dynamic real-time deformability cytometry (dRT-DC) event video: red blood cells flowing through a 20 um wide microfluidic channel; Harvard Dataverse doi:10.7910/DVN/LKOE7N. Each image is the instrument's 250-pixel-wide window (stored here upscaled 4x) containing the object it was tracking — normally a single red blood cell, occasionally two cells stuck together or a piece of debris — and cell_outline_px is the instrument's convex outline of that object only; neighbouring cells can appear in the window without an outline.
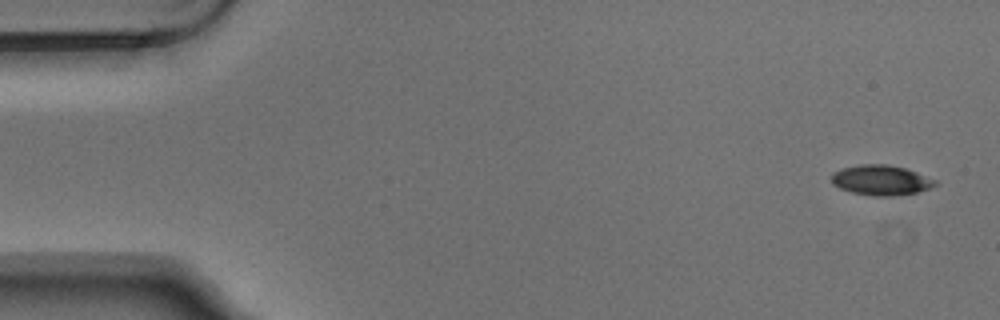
{"species": "Egyptian fruit bat (a non-hibernating species)", "species_latin": "Rousettus aegyptiacus", "temperature_condition": "warm", "stored_images_in_passage": 6, "camera_frame_rate_fps": 3000, "um_per_image_px": 0.085, "animal": {"sex": "male"}, "frame": {"image": 1, "passage_image": 1, "time_ms": 0.0, "image_size_px": [1000, 320], "cell_outline_px": [[936, 184], [928, 188], [916, 192], [892, 196], [876, 196], [852, 192], [840, 188], [832, 184], [832, 172], [840, 168], [860, 164], [888, 164], [904, 168], [916, 172], [936, 180]], "centroid_in_image_um": [74.84, 15.3], "position_along_channel_um": 10.2, "area_um2": 18.03}}
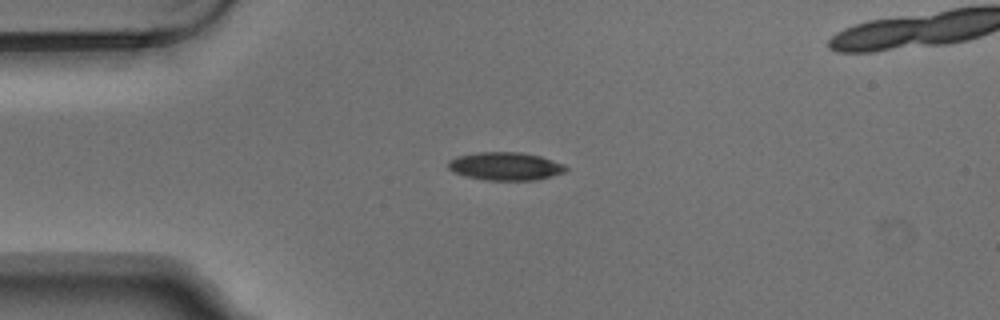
{"frame": {"image": 2, "passage_image": 4, "time_ms": 1.0, "image_size_px": [1000, 320], "cell_outline_px": [[568, 168], [564, 172], [540, 180], [488, 180], [464, 176], [448, 168], [448, 160], [456, 156], [476, 152], [520, 152], [540, 156], [564, 164]], "centroid_in_image_um": [42.96, 14.13], "position_along_channel_um": 42.0, "area_um2": 19.31}}